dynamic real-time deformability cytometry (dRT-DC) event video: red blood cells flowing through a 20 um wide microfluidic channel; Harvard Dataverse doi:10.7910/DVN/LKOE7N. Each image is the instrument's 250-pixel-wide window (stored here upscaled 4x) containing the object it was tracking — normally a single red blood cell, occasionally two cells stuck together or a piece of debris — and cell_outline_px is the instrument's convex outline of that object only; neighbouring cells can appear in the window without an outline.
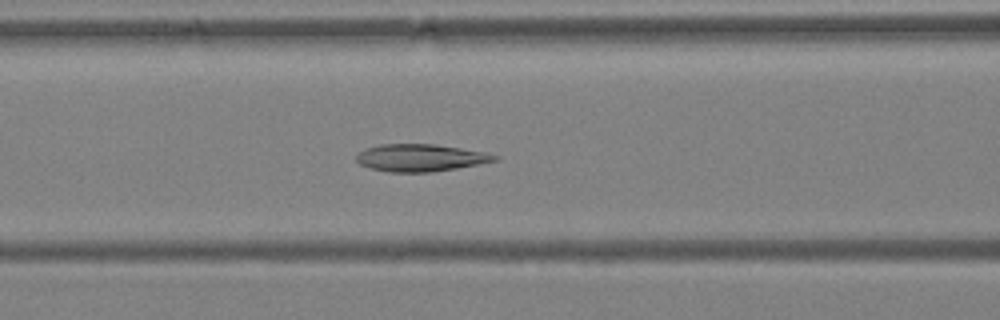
{"species": "Egyptian fruit bat (a non-hibernating species)", "species_latin": "Rousettus aegyptiacus", "temperature_condition": "warm", "stored_images_in_passage": 49, "camera_frame_rate_fps": 3000, "um_per_image_px": 0.085, "animal": {"sex": "female"}, "frame": {"image": 1, "passage_image": 20, "time_ms": 6.333, "image_size_px": [1000, 320], "cell_outline_px": [[500, 160], [456, 168], [432, 172], [388, 172], [372, 168], [360, 164], [356, 160], [356, 156], [364, 148], [380, 144], [436, 144], [484, 152], [500, 156]], "centroid_in_image_um": [35.75, 13.4], "position_along_channel_um": 130.9, "area_um2": 21.96}}
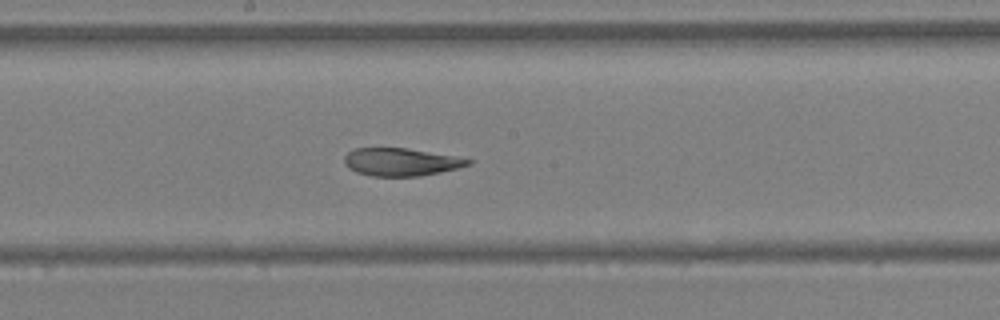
{"frame": {"image": 2, "passage_image": 26, "time_ms": 8.333, "image_size_px": [1000, 320], "cell_outline_px": [[472, 164], [440, 172], [420, 176], [372, 176], [356, 172], [348, 168], [344, 164], [344, 156], [348, 152], [356, 148], [408, 148], [452, 156], [472, 160]], "centroid_in_image_um": [34.03, 13.77], "position_along_channel_um": 214.2, "area_um2": 19.88}}
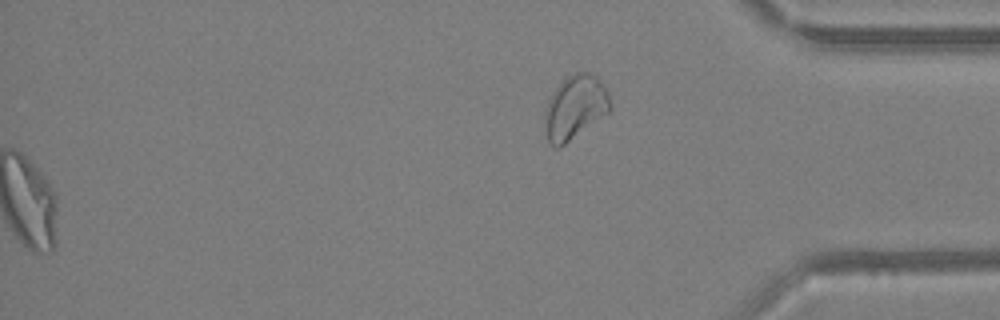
{"frame": {"image": 3, "passage_image": 49, "time_ms": 16.0, "image_size_px": [1000, 320], "cell_outline_px": [[612, 108], [608, 112], [560, 148], [556, 148], [548, 140], [548, 100], [556, 88], [568, 76], [576, 72], [588, 72], [596, 76], [608, 92], [612, 104]], "centroid_in_image_um": [48.95, 9.1], "position_along_channel_um": 386.2, "area_um2": 23.41}, "authors_computed_cell_mechanics": {"area_um2": 24.3916, "velocity_mm_per_s": 4.1721, "shape_relaxation_time_tau1_ms": 9.1384, "shape_relaxation_time_tau2_ms": 2.6883, "deformation_change_tau1": 0.2515, "deformation_change_tau2": 0.0519}}